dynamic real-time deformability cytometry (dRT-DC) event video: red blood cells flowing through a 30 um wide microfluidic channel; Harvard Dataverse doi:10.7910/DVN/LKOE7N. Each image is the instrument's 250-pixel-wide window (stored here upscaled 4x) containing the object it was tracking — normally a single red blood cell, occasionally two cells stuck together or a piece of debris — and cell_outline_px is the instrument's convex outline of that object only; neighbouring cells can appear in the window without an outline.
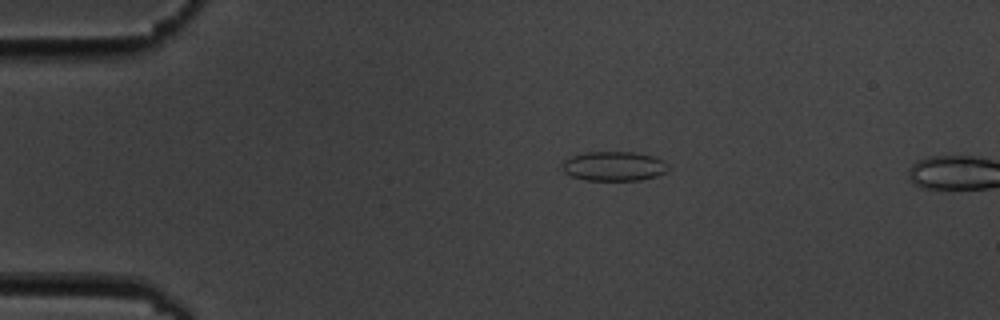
{"species": "common noctule bat (a hibernating species)", "species_latin": "Nyctalus noctula", "temperature_condition": "cold", "stored_images_in_passage": 3, "camera_frame_rate_fps": 3000, "um_per_image_px": 0.085, "animal": {"sex": "male", "body_mass_g": 19.5, "forearm_length_mm": 54.6}, "frame": {"image": 1, "passage_image": 2, "time_ms": 1.0, "image_size_px": [1000, 320], "cell_outline_px": [[668, 168], [664, 172], [656, 176], [640, 180], [584, 180], [572, 176], [564, 172], [564, 160], [572, 156], [584, 152], [632, 152], [652, 156], [664, 160]], "centroid_in_image_um": [52.18, 14.12], "position_along_channel_um": 32.8, "area_um2": 17.98}}